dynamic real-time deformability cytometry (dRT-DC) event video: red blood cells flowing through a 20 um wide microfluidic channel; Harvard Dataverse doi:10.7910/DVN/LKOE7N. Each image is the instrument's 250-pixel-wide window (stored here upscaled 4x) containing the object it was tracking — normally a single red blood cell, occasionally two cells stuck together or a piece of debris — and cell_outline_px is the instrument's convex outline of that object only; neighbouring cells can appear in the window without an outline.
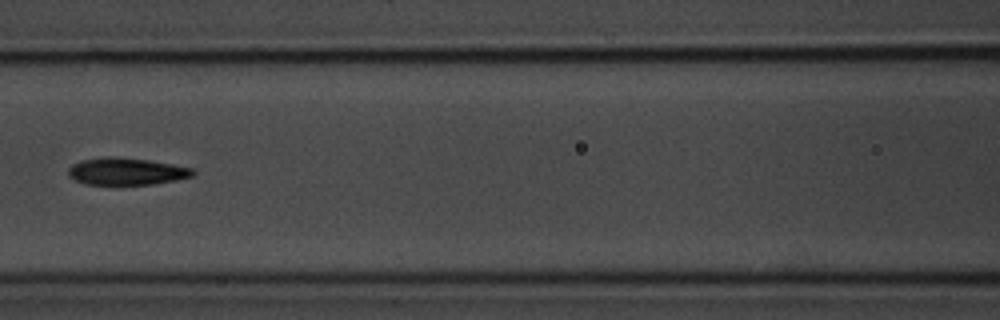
{"species": "common noctule bat (a hibernating species)", "species_latin": "Nyctalus noctula", "temperature_condition": "room temperature", "stored_images_in_passage": 9, "camera_frame_rate_fps": 3000, "um_per_image_px": 0.085, "animal": {"sex": "male", "body_mass_g": 20.1, "forearm_length_mm": 53.5}, "frame": {"image": 1, "passage_image": 7, "time_ms": 7.667, "image_size_px": [1000, 320], "cell_outline_px": [[196, 176], [176, 180], [152, 184], [84, 184], [72, 180], [68, 176], [68, 168], [72, 164], [84, 160], [108, 156], [112, 156], [148, 160], [172, 164], [192, 168], [196, 172]], "centroid_in_image_um": [10.75, 14.57], "position_along_channel_um": 155.9, "area_um2": 19.77}}
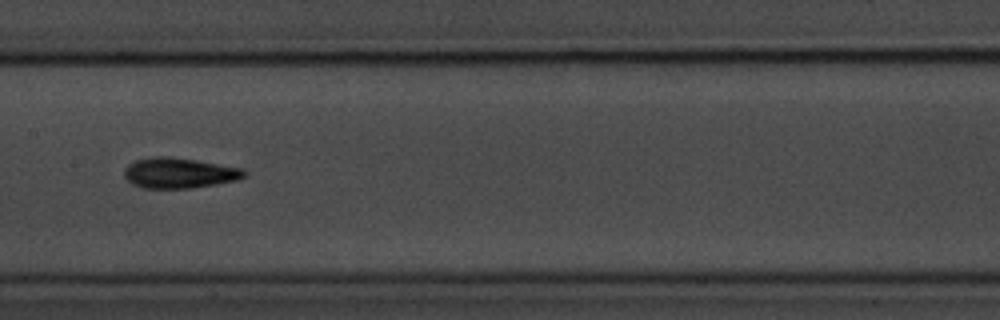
{"frame": {"image": 2, "passage_image": 8, "time_ms": 8.667, "image_size_px": [1000, 320], "cell_outline_px": [[248, 172], [244, 176], [236, 180], [216, 184], [192, 188], [144, 188], [132, 184], [124, 176], [124, 168], [128, 164], [136, 160], [152, 156], [168, 156], [196, 160], [244, 168]], "centroid_in_image_um": [15.23, 14.69], "position_along_channel_um": 192.2, "area_um2": 21.39}}